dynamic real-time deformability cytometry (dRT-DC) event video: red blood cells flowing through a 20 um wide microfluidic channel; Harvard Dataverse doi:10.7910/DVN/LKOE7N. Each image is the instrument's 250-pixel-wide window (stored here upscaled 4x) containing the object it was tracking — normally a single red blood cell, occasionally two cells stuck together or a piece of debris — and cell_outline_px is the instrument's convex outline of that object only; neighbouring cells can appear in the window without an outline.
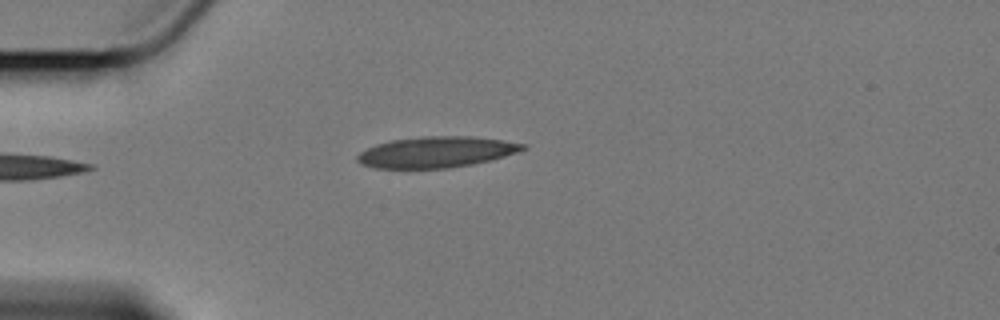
{"species": "Egyptian fruit bat (a non-hibernating species)", "species_latin": "Rousettus aegyptiacus", "temperature_condition": "cold", "stored_images_in_passage": 40, "camera_frame_rate_fps": 3000, "um_per_image_px": 0.085, "animal": {"sex": "female"}, "frame": {"image": 1, "passage_image": 1, "time_ms": 0.0, "image_size_px": [1000, 320], "cell_outline_px": [[528, 148], [492, 160], [472, 164], [448, 168], [372, 168], [360, 164], [356, 160], [356, 156], [360, 152], [376, 144], [392, 140], [424, 136], [472, 136], [528, 144]], "centroid_in_image_um": [37.07, 12.93], "position_along_channel_um": 47.9, "area_um2": 29.88}}
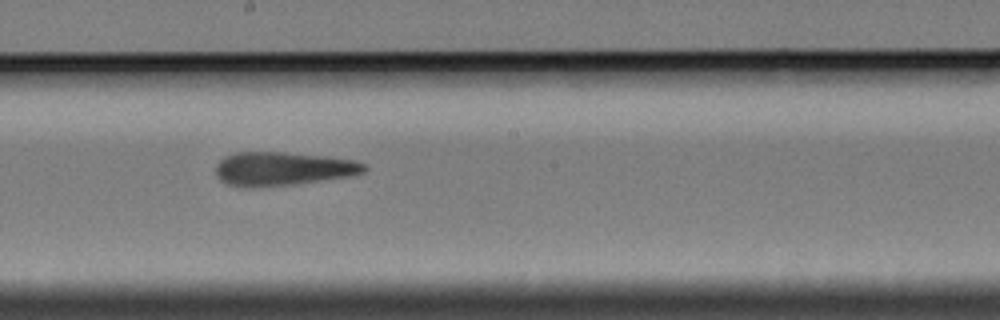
{"frame": {"image": 2, "passage_image": 18, "time_ms": 5.667, "image_size_px": [1000, 320], "cell_outline_px": [[368, 168], [364, 172], [348, 176], [292, 184], [228, 184], [220, 180], [216, 176], [216, 164], [224, 156], [236, 152], [284, 152], [324, 156], [356, 160], [364, 164]], "centroid_in_image_um": [24.07, 14.29], "position_along_channel_um": 224.1, "area_um2": 28.09}}
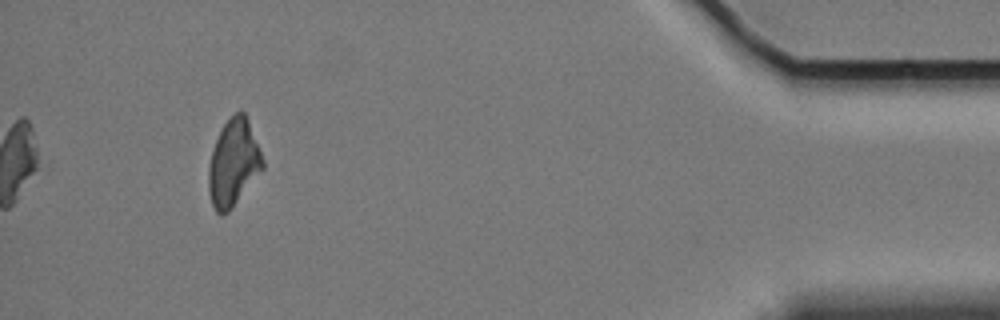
{"frame": {"image": 3, "passage_image": 40, "time_ms": 13.0, "image_size_px": [1000, 320], "cell_outline_px": [[264, 168], [232, 208], [228, 212], [220, 216], [216, 212], [212, 204], [208, 192], [208, 168], [212, 152], [216, 140], [224, 124], [236, 112], [244, 112], [248, 120], [264, 160]], "centroid_in_image_um": [19.84, 13.89], "position_along_channel_um": 415.4, "area_um2": 27.11}, "authors_computed_cell_mechanics": {"area_um2": 28.7844, "velocity_mm_per_s": 3.4138, "shape_relaxation_time_tau1_ms": null, "shape_relaxation_time_tau2_ms": 5.6022, "deformation_change_tau1": null, "deformation_change_tau2": 0.1752}}